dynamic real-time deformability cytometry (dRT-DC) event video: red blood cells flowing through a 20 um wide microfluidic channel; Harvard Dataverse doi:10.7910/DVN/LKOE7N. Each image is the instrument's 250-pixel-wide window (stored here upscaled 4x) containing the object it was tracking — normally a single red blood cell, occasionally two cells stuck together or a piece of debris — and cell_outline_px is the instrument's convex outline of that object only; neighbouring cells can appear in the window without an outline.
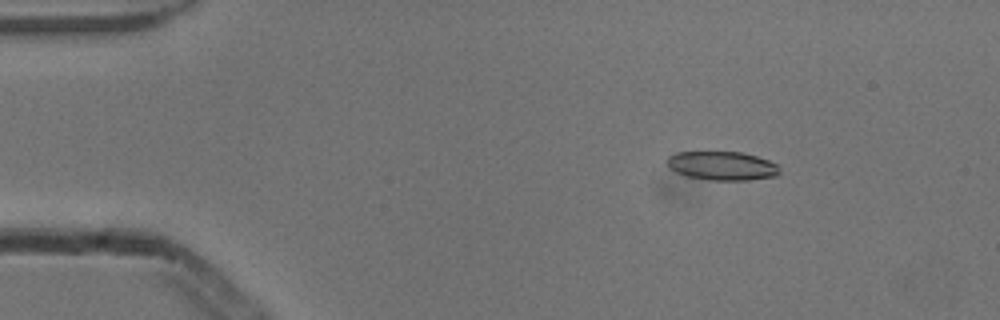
{"species": "common noctule bat (a hibernating species)", "species_latin": "Nyctalus noctula", "temperature_condition": "cold", "stored_images_in_passage": 46, "camera_frame_rate_fps": 3000, "um_per_image_px": 0.085, "animal": {"sex": "male", "body_mass_g": 13.3}, "frame": {"image": 1, "passage_image": 1, "time_ms": 0.0, "image_size_px": [1000, 320], "cell_outline_px": [[780, 172], [776, 176], [748, 180], [708, 180], [688, 176], [676, 172], [668, 168], [664, 160], [668, 156], [676, 152], [744, 152], [780, 164]], "centroid_in_image_um": [61.37, 14.09], "position_along_channel_um": 23.6, "area_um2": 19.19}}
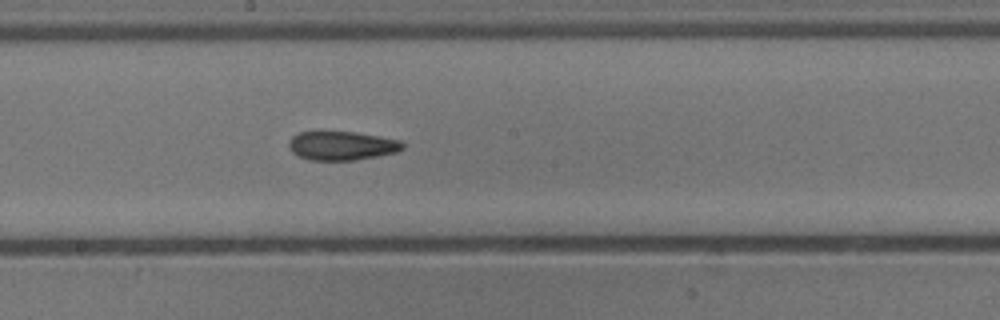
{"frame": {"image": 2, "passage_image": 22, "time_ms": 7.0, "image_size_px": [1000, 320], "cell_outline_px": [[404, 148], [396, 152], [356, 160], [312, 160], [300, 156], [292, 152], [288, 148], [288, 140], [292, 136], [300, 132], [320, 128], [352, 132], [380, 136], [400, 140], [404, 144]], "centroid_in_image_um": [28.99, 12.33], "position_along_channel_um": 219.2, "area_um2": 19.83}}
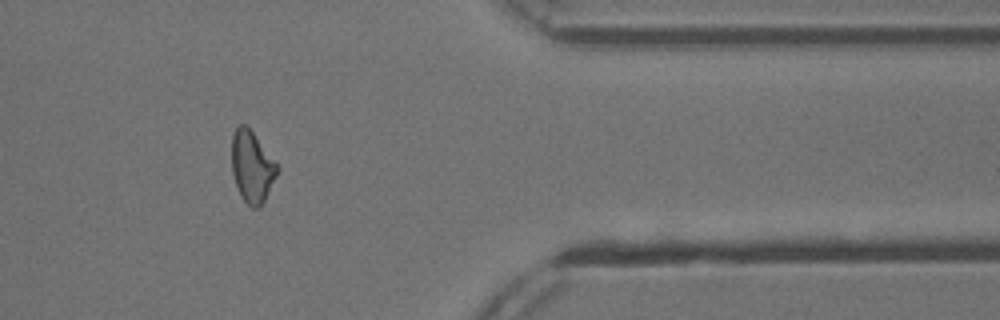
{"frame": {"image": 3, "passage_image": 37, "time_ms": 12.0, "image_size_px": [1000, 320], "cell_outline_px": [[280, 168], [264, 200], [256, 208], [252, 208], [244, 200], [236, 184], [232, 172], [232, 136], [236, 128], [240, 124], [244, 124], [252, 132], [276, 160]], "centroid_in_image_um": [21.43, 14.14], "position_along_channel_um": 390.0, "area_um2": 18.61}, "authors_computed_cell_mechanics": {"area_um2": 19.3919, "velocity_mm_per_s": 3.856, "shape_relaxation_time_tau1_ms": 7.4905, "shape_relaxation_time_tau2_ms": 5.5655, "deformation_change_tau1": 0.1829, "deformation_change_tau2": 0.1549}}